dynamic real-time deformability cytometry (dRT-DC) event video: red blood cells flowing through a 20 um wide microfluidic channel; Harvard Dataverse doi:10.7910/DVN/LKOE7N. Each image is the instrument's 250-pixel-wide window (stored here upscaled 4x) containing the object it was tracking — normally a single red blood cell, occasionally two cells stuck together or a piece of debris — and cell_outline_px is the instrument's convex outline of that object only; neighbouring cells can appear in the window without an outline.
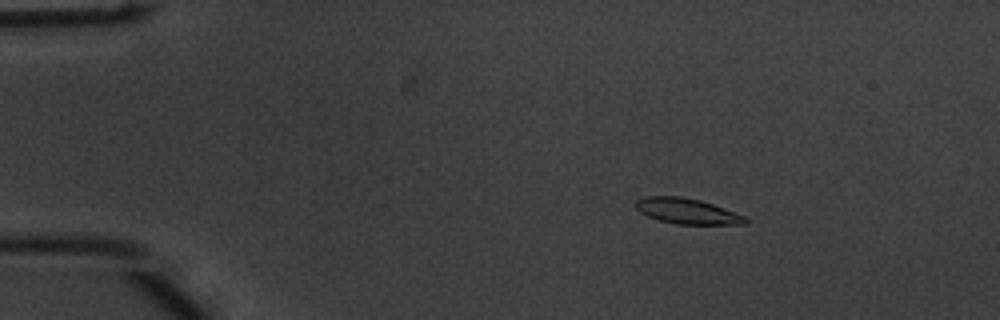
{"species": "common noctule bat (a hibernating species)", "species_latin": "Nyctalus noctula", "temperature_condition": "warm", "stored_images_in_passage": 54, "camera_frame_rate_fps": 3000, "um_per_image_px": 0.085, "animal": {"sex": "male", "body_mass_g": 20.1, "forearm_length_mm": 53.5}, "frame": {"image": 1, "passage_image": 9, "time_ms": 2.667, "image_size_px": [1000, 320], "cell_outline_px": [[748, 224], [676, 224], [660, 220], [648, 216], [640, 212], [636, 208], [636, 200], [644, 196], [680, 196], [700, 200], [712, 204], [744, 216], [748, 220]], "centroid_in_image_um": [58.38, 17.94], "position_along_channel_um": 26.6, "area_um2": 16.13}}
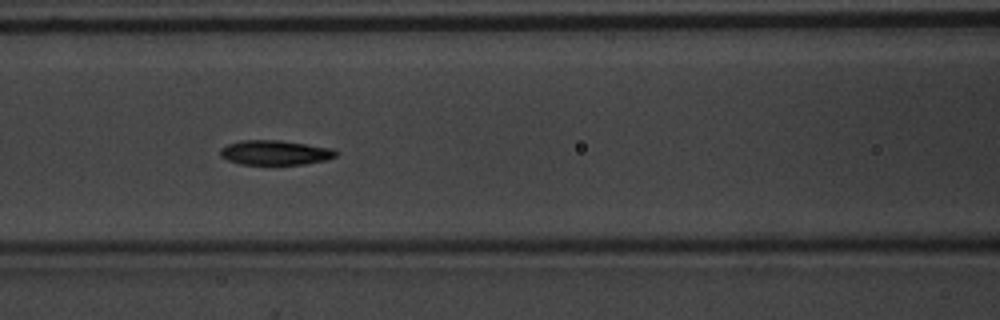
{"frame": {"image": 2, "passage_image": 24, "time_ms": 7.667, "image_size_px": [1000, 320], "cell_outline_px": [[340, 152], [336, 156], [324, 160], [304, 164], [240, 164], [228, 160], [220, 156], [220, 148], [228, 144], [240, 140], [280, 140], [332, 148]], "centroid_in_image_um": [23.38, 12.96], "position_along_channel_um": 143.2, "area_um2": 16.59}}
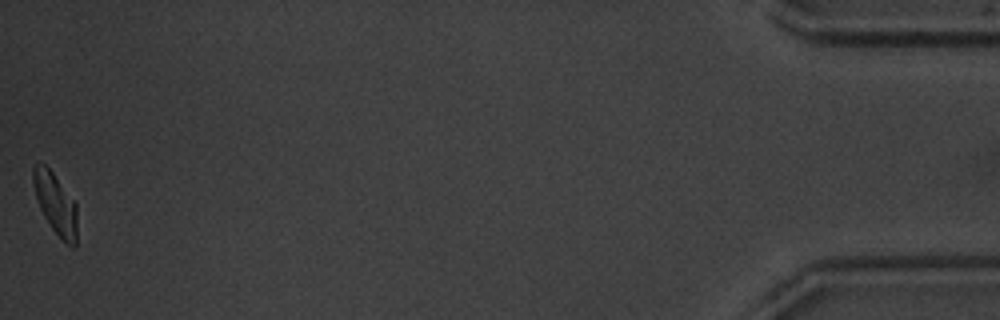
{"frame": {"image": 3, "passage_image": 54, "time_ms": 17.667, "image_size_px": [1000, 320], "cell_outline_px": [[76, 244], [72, 248], [52, 228], [44, 216], [36, 200], [32, 180], [32, 168], [40, 160], [52, 172], [76, 204]], "centroid_in_image_um": [4.68, 17.27], "position_along_channel_um": 430.5, "area_um2": 15.37}, "authors_computed_cell_mechanics": {"area_um2": 16.473, "velocity_mm_per_s": 3.7828, "shape_relaxation_time_tau1_ms": 2.2884, "shape_relaxation_time_tau2_ms": 3.4204, "deformation_change_tau1": 0.1411, "deformation_change_tau2": 0.097}}